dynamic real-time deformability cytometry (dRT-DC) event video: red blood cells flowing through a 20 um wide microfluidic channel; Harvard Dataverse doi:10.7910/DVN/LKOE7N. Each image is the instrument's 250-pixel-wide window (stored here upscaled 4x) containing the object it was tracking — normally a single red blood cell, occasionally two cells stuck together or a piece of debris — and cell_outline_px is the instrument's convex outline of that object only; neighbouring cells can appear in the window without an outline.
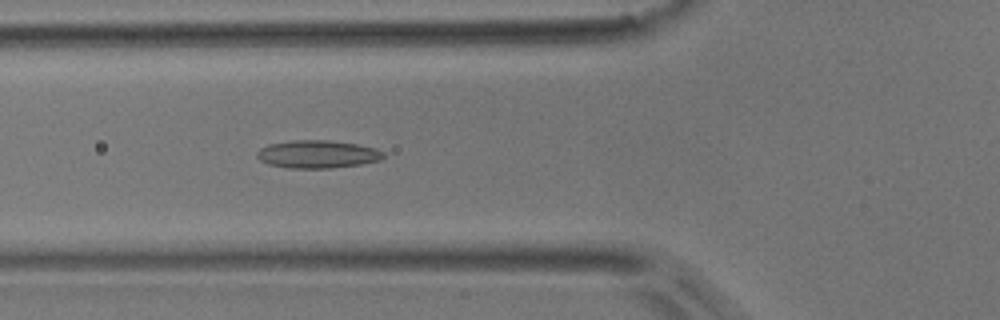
{"species": "common noctule bat (a hibernating species)", "species_latin": "Nyctalus noctula", "temperature_condition": "room temperature", "stored_images_in_passage": 52, "camera_frame_rate_fps": 3000, "um_per_image_px": 0.085, "animal": {"sex": "male", "body_mass_g": 17.9}, "frame": {"image": 1, "passage_image": 18, "time_ms": 5.667, "image_size_px": [1000, 320], "cell_outline_px": [[384, 156], [380, 160], [360, 164], [328, 168], [288, 168], [268, 164], [260, 160], [256, 156], [256, 152], [260, 148], [268, 144], [292, 140], [328, 140], [356, 144], [376, 148], [384, 152]], "centroid_in_image_um": [26.96, 13.1], "position_along_channel_um": 98.8, "area_um2": 20.52}}
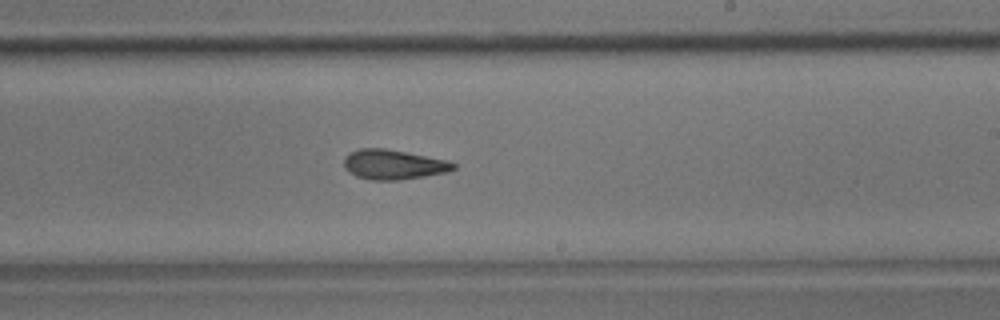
{"frame": {"image": 2, "passage_image": 30, "time_ms": 9.667, "image_size_px": [1000, 320], "cell_outline_px": [[456, 168], [448, 172], [400, 180], [372, 180], [356, 176], [348, 172], [344, 168], [344, 156], [348, 152], [360, 148], [384, 148], [448, 160], [456, 164]], "centroid_in_image_um": [33.41, 13.98], "position_along_channel_um": 255.6, "area_um2": 19.13}}
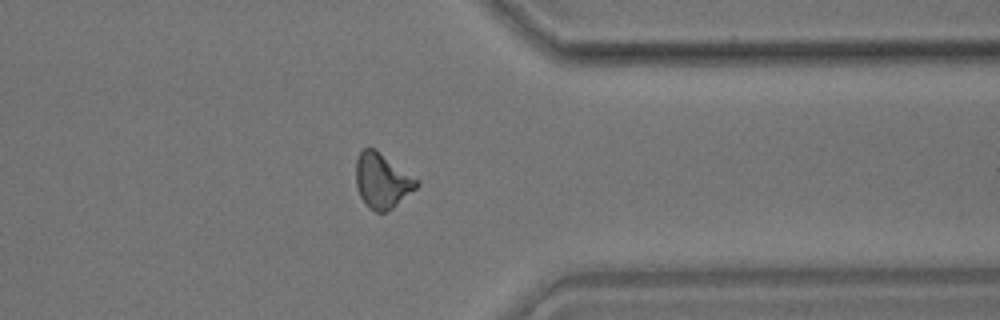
{"frame": {"image": 3, "passage_image": 40, "time_ms": 13.0, "image_size_px": [1000, 320], "cell_outline_px": [[420, 184], [416, 188], [392, 208], [384, 212], [376, 212], [368, 208], [364, 204], [356, 188], [356, 160], [360, 152], [364, 148], [376, 148], [420, 180]], "centroid_in_image_um": [32.48, 15.35], "position_along_channel_um": 378.9, "area_um2": 19.71}, "authors_computed_cell_mechanics": {"area_um2": 19.1029, "velocity_mm_per_s": 3.9172, "shape_relaxation_time_tau1_ms": null, "shape_relaxation_time_tau2_ms": 4.718, "deformation_change_tau1": null, "deformation_change_tau2": 0.1554}}